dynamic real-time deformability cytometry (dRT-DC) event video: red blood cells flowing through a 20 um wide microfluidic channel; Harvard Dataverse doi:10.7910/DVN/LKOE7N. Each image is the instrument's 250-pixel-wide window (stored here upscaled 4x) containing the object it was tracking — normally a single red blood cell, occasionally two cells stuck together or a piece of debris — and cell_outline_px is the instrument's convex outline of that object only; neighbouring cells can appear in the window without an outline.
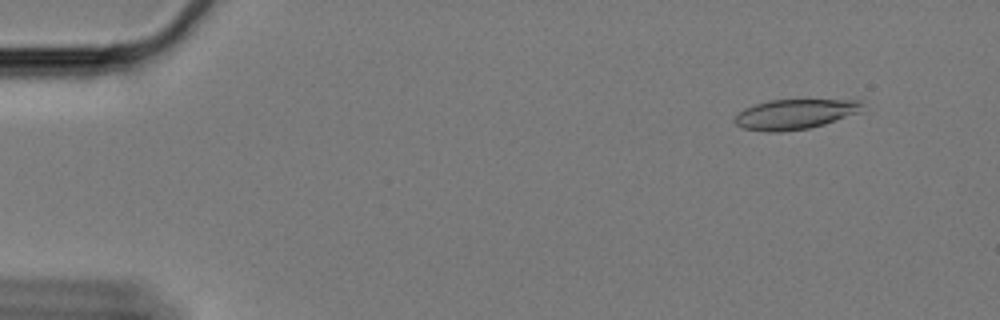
{"species": "Egyptian fruit bat (a non-hibernating species)", "species_latin": "Rousettus aegyptiacus", "temperature_condition": "cold", "stored_images_in_passage": 59, "camera_frame_rate_fps": 3000, "um_per_image_px": 0.085, "animal": {"sex": "female"}, "frame": {"image": 1, "passage_image": 5, "time_ms": 1.333, "image_size_px": [1000, 320], "cell_outline_px": [[864, 100], [860, 112], [824, 124], [808, 128], [780, 132], [768, 132], [744, 128], [736, 124], [732, 120], [744, 108], [768, 100]], "centroid_in_image_um": [67.56, 9.7], "position_along_channel_um": 17.4, "area_um2": 22.14}}
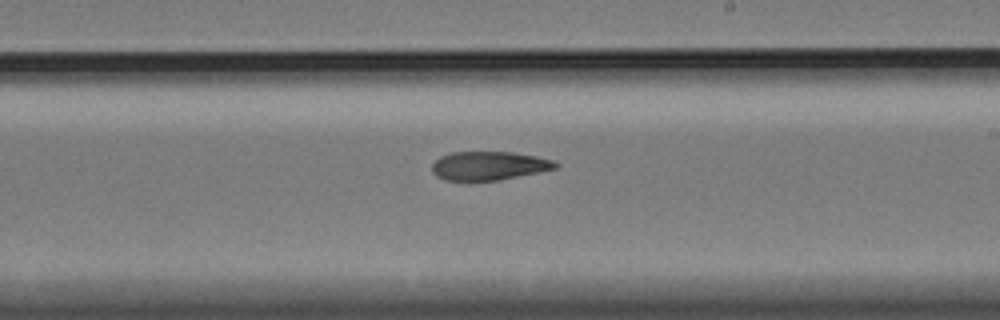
{"frame": {"image": 2, "passage_image": 35, "time_ms": 11.333, "image_size_px": [1000, 320], "cell_outline_px": [[560, 164], [556, 168], [500, 180], [444, 180], [436, 176], [432, 172], [432, 164], [440, 156], [452, 152], [512, 152], [536, 156], [552, 160]], "centroid_in_image_um": [41.54, 14.08], "position_along_channel_um": 247.5, "area_um2": 20.52}}
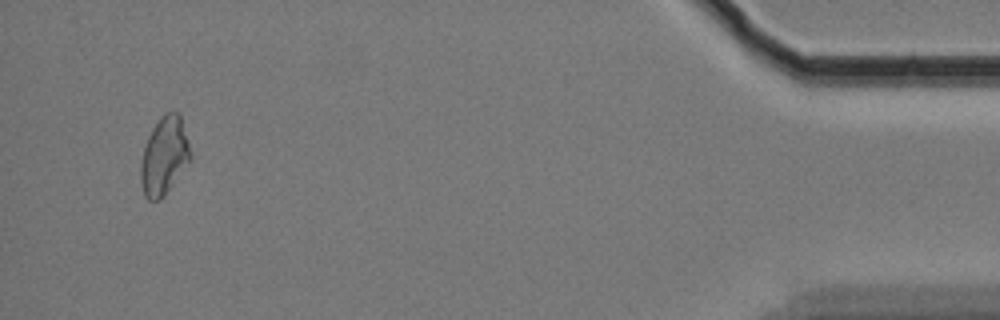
{"frame": {"image": 3, "passage_image": 57, "time_ms": 18.667, "image_size_px": [1000, 320], "cell_outline_px": [[192, 160], [164, 196], [160, 200], [148, 200], [144, 196], [140, 180], [140, 164], [144, 148], [148, 136], [152, 128], [160, 116], [164, 112], [180, 112], [192, 156]], "centroid_in_image_um": [13.97, 13.26], "position_along_channel_um": 421.2, "area_um2": 22.89}}